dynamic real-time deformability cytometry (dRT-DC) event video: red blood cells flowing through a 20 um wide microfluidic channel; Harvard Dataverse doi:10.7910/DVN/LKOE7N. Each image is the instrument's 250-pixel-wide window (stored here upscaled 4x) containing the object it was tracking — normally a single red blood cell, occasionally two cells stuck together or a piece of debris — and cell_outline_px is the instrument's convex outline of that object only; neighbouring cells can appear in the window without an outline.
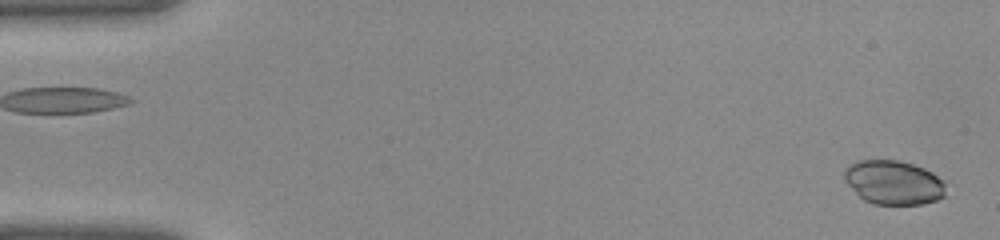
{"species": "common noctule bat (a hibernating species)", "species_latin": "Nyctalus noctula", "temperature_condition": "warm", "stored_images_in_passage": 40, "camera_frame_rate_fps": 3000, "um_per_image_px": 0.085, "animal": {"sex": "female", "body_mass_g": 22.0, "forearm_length_mm": 56.7}, "frame": {"image": 1, "passage_image": 1, "time_ms": 0.0, "image_size_px": [1000, 240], "cell_outline_px": [[944, 196], [936, 200], [924, 204], [872, 204], [864, 200], [844, 180], [844, 172], [852, 164], [860, 160], [900, 160], [924, 168], [932, 172], [944, 180]], "centroid_in_image_um": [75.98, 15.51], "position_along_channel_um": 9.0, "area_um2": 25.89}}
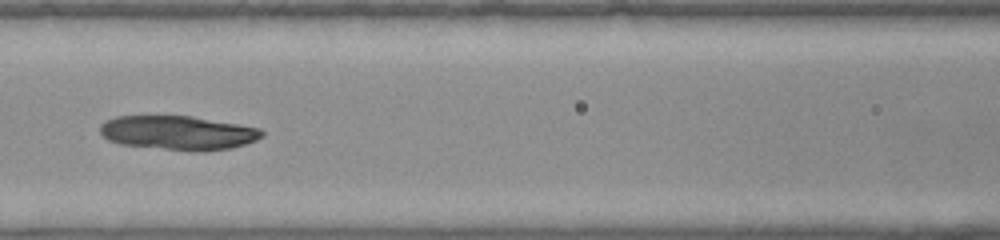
{"frame": {"image": 2, "passage_image": 18, "time_ms": 5.667, "image_size_px": [1000, 240], "cell_outline_px": [[264, 136], [256, 140], [232, 148], [204, 152], [196, 152], [120, 144], [108, 140], [100, 132], [100, 124], [104, 120], [116, 116], [192, 116], [260, 128], [264, 132]], "centroid_in_image_um": [15.14, 11.29], "position_along_channel_um": 151.5, "area_um2": 32.37}}
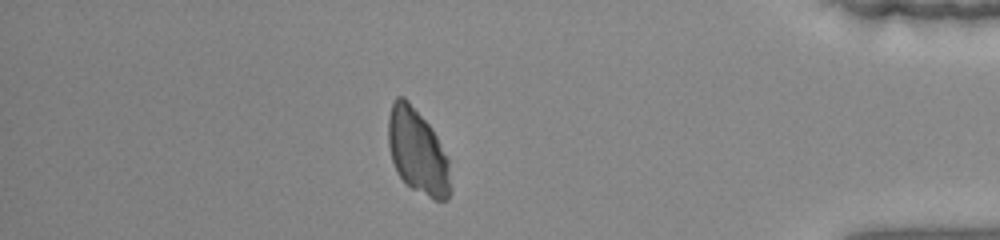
{"frame": {"image": 3, "passage_image": 35, "time_ms": 11.333, "image_size_px": [1000, 240], "cell_outline_px": [[452, 188], [448, 200], [436, 200], [404, 184], [396, 172], [392, 160], [388, 144], [388, 116], [392, 104], [396, 96], [404, 96], [408, 100], [432, 128], [448, 160]], "centroid_in_image_um": [35.48, 12.9], "position_along_channel_um": 399.7, "area_um2": 30.92}}